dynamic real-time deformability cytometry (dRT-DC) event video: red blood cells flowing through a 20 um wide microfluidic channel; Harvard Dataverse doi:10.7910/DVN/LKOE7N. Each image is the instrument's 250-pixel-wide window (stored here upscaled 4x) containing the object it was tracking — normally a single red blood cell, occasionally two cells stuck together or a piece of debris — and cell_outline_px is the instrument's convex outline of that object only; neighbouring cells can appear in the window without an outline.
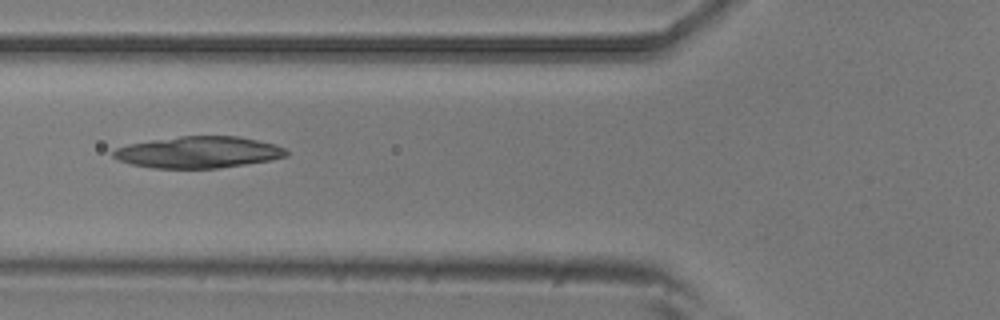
{"species": "common noctule bat (a hibernating species)", "species_latin": "Nyctalus noctula", "temperature_condition": "room temperature", "stored_images_in_passage": 3, "camera_frame_rate_fps": 3000, "um_per_image_px": 0.085, "animal": {"sex": "male", "body_mass_g": 20.5, "forearm_length_mm": 52.5}, "frame": {"image": 1, "passage_image": 3, "time_ms": 0.667, "image_size_px": [1000, 320], "cell_outline_px": [[288, 156], [268, 160], [220, 168], [152, 168], [132, 164], [120, 160], [112, 156], [112, 152], [116, 148], [128, 144], [152, 140], [180, 136], [240, 136], [276, 144], [284, 148], [288, 152]], "centroid_in_image_um": [16.88, 12.93], "position_along_channel_um": 108.9, "area_um2": 31.73}}